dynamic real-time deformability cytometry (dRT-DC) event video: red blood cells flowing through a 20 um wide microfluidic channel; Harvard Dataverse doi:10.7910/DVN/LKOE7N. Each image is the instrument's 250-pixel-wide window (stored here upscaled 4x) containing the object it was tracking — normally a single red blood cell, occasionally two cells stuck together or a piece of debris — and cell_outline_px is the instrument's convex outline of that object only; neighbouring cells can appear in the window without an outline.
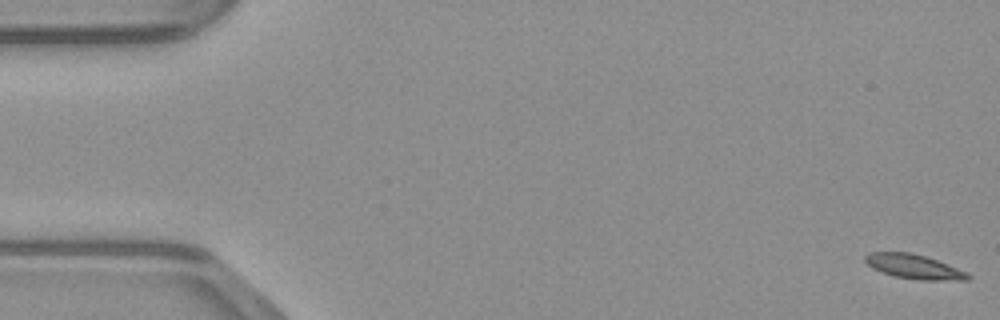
{"species": "common noctule bat (a hibernating species)", "species_latin": "Nyctalus noctula", "temperature_condition": "warm", "stored_images_in_passage": 49, "camera_frame_rate_fps": 3000, "um_per_image_px": 0.085, "animal": {"sex": "male", "body_mass_g": 23.1, "forearm_length_mm": 52.7}, "frame": {"image": 1, "passage_image": 1, "time_ms": 0.0, "image_size_px": [1000, 320], "cell_outline_px": [[972, 276], [968, 280], [920, 280], [896, 276], [880, 272], [872, 268], [864, 260], [864, 256], [868, 252], [912, 252], [936, 260], [968, 272]], "centroid_in_image_um": [77.68, 22.66], "position_along_channel_um": 7.3, "area_um2": 14.62}}
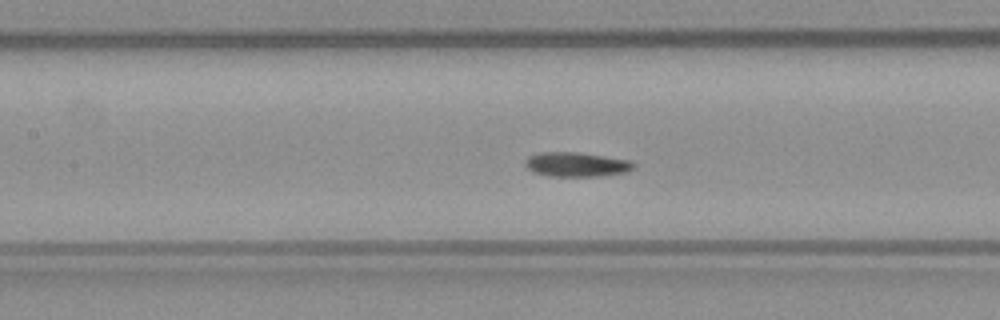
{"frame": {"image": 2, "passage_image": 22, "time_ms": 7.0, "image_size_px": [1000, 320], "cell_outline_px": [[636, 168], [628, 172], [596, 176], [548, 176], [532, 172], [524, 164], [524, 160], [528, 156], [540, 152], [580, 152], [632, 160], [636, 164]], "centroid_in_image_um": [49.02, 13.97], "position_along_channel_um": 158.4, "area_um2": 15.78}}
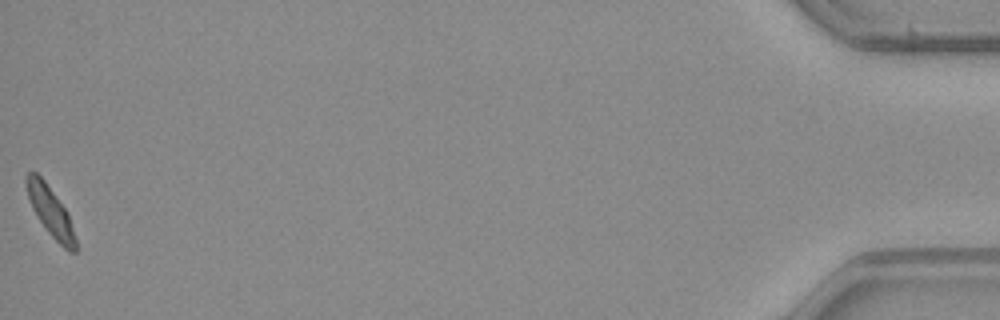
{"frame": {"image": 3, "passage_image": 49, "time_ms": 16.0, "image_size_px": [1000, 320], "cell_outline_px": [[76, 252], [68, 252], [44, 228], [32, 208], [28, 200], [24, 180], [24, 176], [28, 172], [36, 172], [44, 180], [68, 212], [76, 240]], "centroid_in_image_um": [4.26, 17.95], "position_along_channel_um": 430.9, "area_um2": 14.28}}